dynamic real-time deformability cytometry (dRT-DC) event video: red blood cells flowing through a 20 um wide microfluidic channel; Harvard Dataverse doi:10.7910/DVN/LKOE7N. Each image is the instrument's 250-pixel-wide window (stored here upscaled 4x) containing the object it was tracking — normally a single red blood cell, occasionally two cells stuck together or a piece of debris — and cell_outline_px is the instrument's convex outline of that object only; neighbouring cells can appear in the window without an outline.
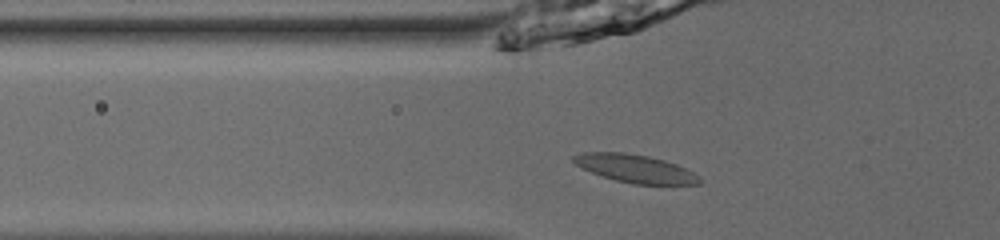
{"species": "common noctule bat (a hibernating species)", "species_latin": "Nyctalus noctula", "temperature_condition": "room temperature", "stored_images_in_passage": 46, "camera_frame_rate_fps": 3000, "um_per_image_px": 0.085, "animal": {"sex": "male", "body_mass_g": 13.0, "forearm_length_mm": 53.1}, "frame": {"image": 1, "passage_image": 13, "time_ms": 4.0, "image_size_px": [1000, 240], "cell_outline_px": [[704, 180], [700, 184], [632, 184], [616, 180], [592, 172], [576, 164], [572, 160], [572, 156], [584, 152], [624, 152], [648, 156], [664, 160], [676, 164], [700, 176]], "centroid_in_image_um": [54.03, 14.33], "position_along_channel_um": 71.8, "area_um2": 20.4}}
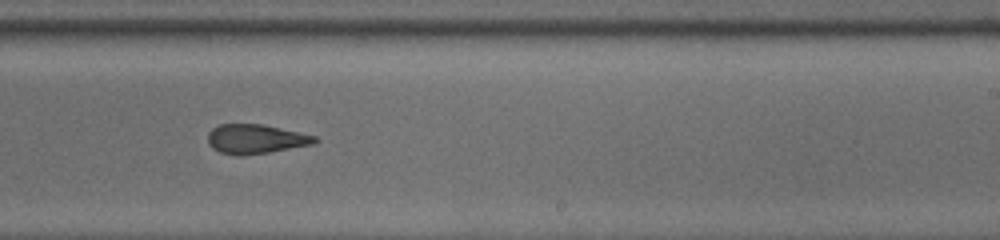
{"frame": {"image": 2, "passage_image": 28, "time_ms": 9.0, "image_size_px": [1000, 240], "cell_outline_px": [[320, 140], [312, 144], [268, 152], [240, 156], [220, 152], [212, 148], [208, 144], [208, 132], [212, 128], [220, 124], [264, 124], [316, 136]], "centroid_in_image_um": [21.71, 11.81], "position_along_channel_um": 267.3, "area_um2": 18.26}}
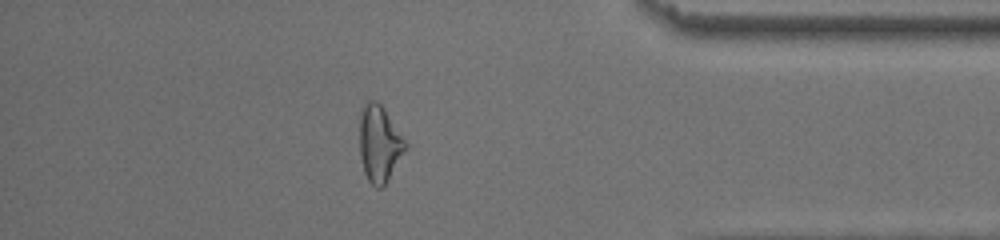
{"frame": {"image": 3, "passage_image": 40, "time_ms": 13.0, "image_size_px": [1000, 240], "cell_outline_px": [[408, 148], [384, 184], [380, 188], [376, 188], [368, 180], [364, 172], [360, 156], [360, 108], [368, 100], [376, 100], [384, 108], [408, 144]], "centroid_in_image_um": [32.25, 12.18], "position_along_channel_um": 403.0, "area_um2": 20.4}, "authors_computed_cell_mechanics": {"area_um2": 19.5942, "velocity_mm_per_s": 3.9137, "shape_relaxation_time_tau1_ms": null, "shape_relaxation_time_tau2_ms": 1.9906, "deformation_change_tau1": null, "deformation_change_tau2": 0.1081}}